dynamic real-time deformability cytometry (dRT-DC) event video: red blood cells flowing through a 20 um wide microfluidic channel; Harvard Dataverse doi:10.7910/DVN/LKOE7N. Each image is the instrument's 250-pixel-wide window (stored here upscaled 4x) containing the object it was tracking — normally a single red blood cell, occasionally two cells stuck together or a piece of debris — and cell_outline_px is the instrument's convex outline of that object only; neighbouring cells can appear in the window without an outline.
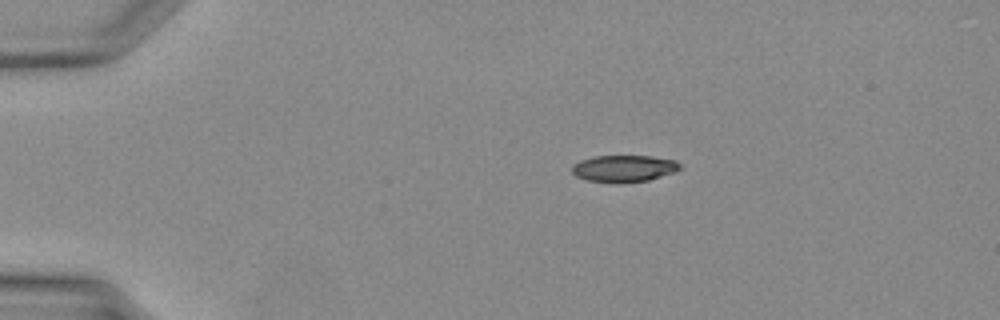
{"species": "Egyptian fruit bat (a non-hibernating species)", "species_latin": "Rousettus aegyptiacus", "temperature_condition": "warm", "stored_images_in_passage": 33, "camera_frame_rate_fps": 3000, "um_per_image_px": 0.085, "animal": {"sex": "female"}, "frame": {"image": 1, "passage_image": 1, "time_ms": 0.0, "image_size_px": [1000, 320], "cell_outline_px": [[680, 168], [676, 172], [648, 180], [620, 184], [588, 180], [576, 176], [572, 172], [572, 164], [580, 160], [592, 156], [652, 156], [676, 160], [680, 164]], "centroid_in_image_um": [53.03, 14.32], "position_along_channel_um": 32.0, "area_um2": 17.11}}
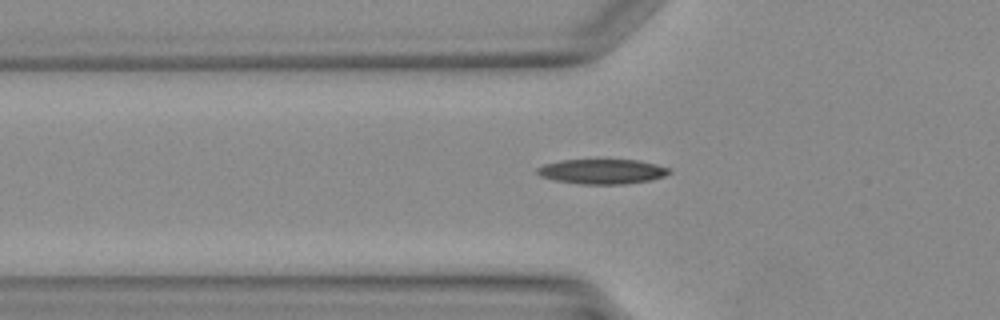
{"frame": {"image": 2, "passage_image": 7, "time_ms": 2.0, "image_size_px": [1000, 320], "cell_outline_px": [[672, 172], [664, 176], [648, 180], [624, 184], [580, 184], [556, 180], [540, 176], [536, 172], [536, 168], [544, 164], [564, 160], [636, 160], [668, 168]], "centroid_in_image_um": [51.14, 14.58], "position_along_channel_um": 74.7, "area_um2": 18.79}}
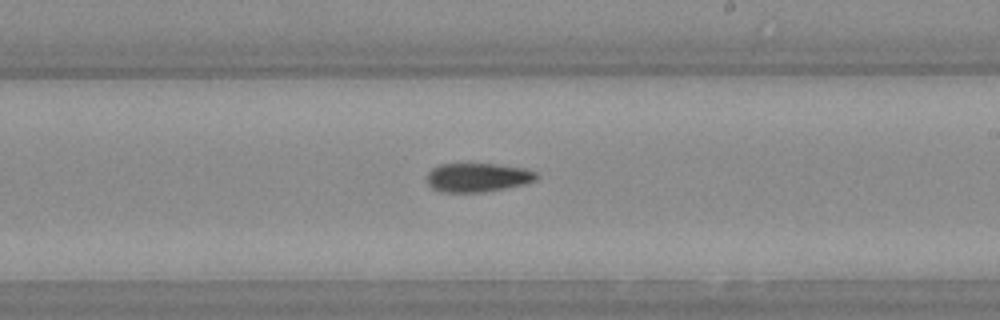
{"frame": {"image": 3, "passage_image": 17, "time_ms": 5.333, "image_size_px": [1000, 320], "cell_outline_px": [[536, 180], [520, 184], [484, 192], [440, 192], [432, 188], [428, 184], [428, 172], [432, 168], [440, 164], [492, 164], [520, 168], [536, 172]], "centroid_in_image_um": [40.52, 15.09], "position_along_channel_um": 248.5, "area_um2": 17.98}}